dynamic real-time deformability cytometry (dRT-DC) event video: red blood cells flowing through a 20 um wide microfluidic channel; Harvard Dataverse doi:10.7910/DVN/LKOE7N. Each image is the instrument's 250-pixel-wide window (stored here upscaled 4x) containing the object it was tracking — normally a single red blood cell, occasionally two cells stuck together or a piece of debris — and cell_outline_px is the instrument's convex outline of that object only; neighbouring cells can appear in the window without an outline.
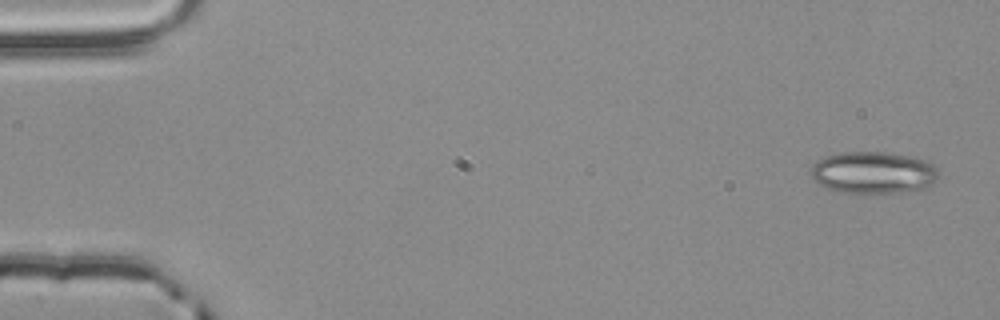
{"species": "common noctule bat (a hibernating species)", "species_latin": "Nyctalus noctula", "temperature_condition": "room temperature", "stored_images_in_passage": 4, "camera_frame_rate_fps": 3000, "um_per_image_px": 0.085, "animal": {"sex": "male", "body_mass_g": 20.4}, "frame": {"image": 1, "passage_image": 1, "time_ms": 0.0, "image_size_px": [1000, 320], "cell_outline_px": [[936, 180], [932, 184], [924, 188], [900, 192], [852, 196], [836, 192], [820, 184], [812, 176], [812, 164], [816, 160], [824, 156], [840, 152], [884, 152], [916, 156], [932, 164], [936, 168]], "centroid_in_image_um": [74.19, 14.7], "position_along_channel_um": 10.8, "area_um2": 31.96}}